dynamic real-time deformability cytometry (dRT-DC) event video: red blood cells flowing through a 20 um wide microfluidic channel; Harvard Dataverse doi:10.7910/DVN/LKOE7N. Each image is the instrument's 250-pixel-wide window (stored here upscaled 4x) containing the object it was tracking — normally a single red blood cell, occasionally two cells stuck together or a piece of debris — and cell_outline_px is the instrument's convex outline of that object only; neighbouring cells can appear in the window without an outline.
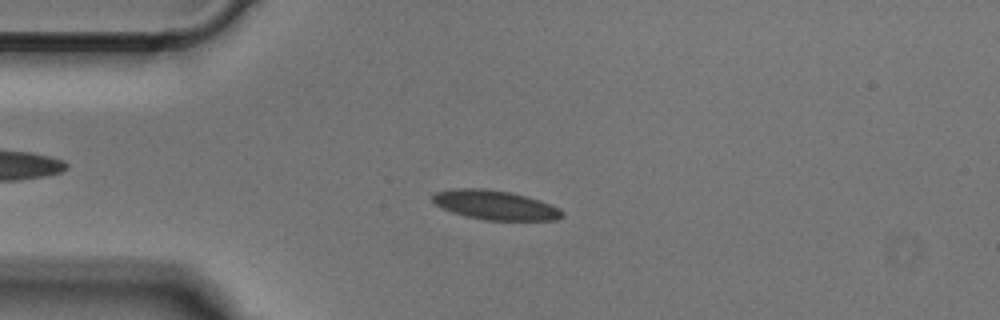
{"species": "Egyptian fruit bat (a non-hibernating species)", "species_latin": "Rousettus aegyptiacus", "temperature_condition": "cold", "stored_images_in_passage": 49, "camera_frame_rate_fps": 3000, "um_per_image_px": 0.085, "animal": {"sex": "male"}, "frame": {"image": 1, "passage_image": 11, "time_ms": 3.333, "image_size_px": [1000, 320], "cell_outline_px": [[564, 216], [556, 220], [488, 220], [468, 216], [452, 212], [436, 204], [432, 200], [432, 196], [436, 192], [452, 188], [484, 188], [512, 192], [560, 208], [564, 212]], "centroid_in_image_um": [42.09, 17.42], "position_along_channel_um": 42.9, "area_um2": 21.91}}
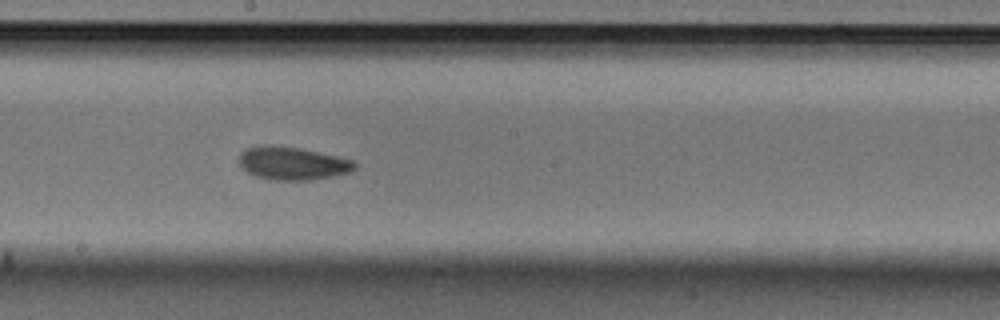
{"frame": {"image": 2, "passage_image": 26, "time_ms": 8.333, "image_size_px": [1000, 320], "cell_outline_px": [[356, 168], [352, 172], [312, 180], [272, 180], [256, 176], [248, 172], [240, 164], [240, 152], [244, 148], [264, 144], [272, 144], [300, 148], [336, 156], [352, 160], [356, 164]], "centroid_in_image_um": [24.85, 13.87], "position_along_channel_um": 223.4, "area_um2": 22.37}}
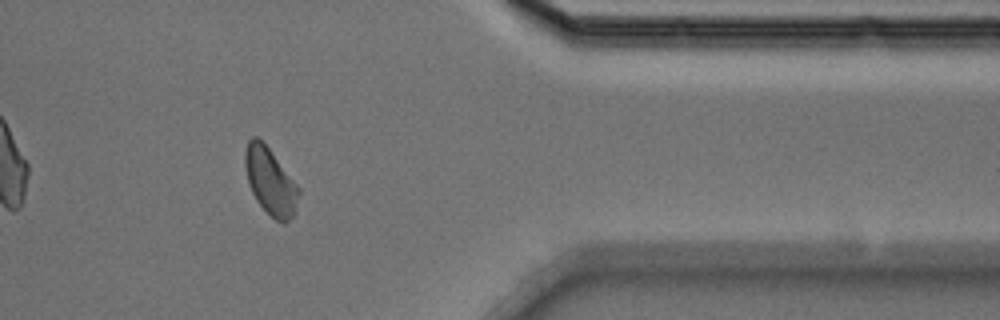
{"frame": {"image": 3, "passage_image": 40, "time_ms": 13.0, "image_size_px": [1000, 320], "cell_outline_px": [[300, 192], [296, 212], [288, 220], [276, 220], [256, 200], [252, 192], [248, 180], [244, 164], [244, 148], [248, 140], [252, 136], [256, 136], [268, 148], [300, 188]], "centroid_in_image_um": [22.97, 15.38], "position_along_channel_um": 388.4, "area_um2": 20.52}}